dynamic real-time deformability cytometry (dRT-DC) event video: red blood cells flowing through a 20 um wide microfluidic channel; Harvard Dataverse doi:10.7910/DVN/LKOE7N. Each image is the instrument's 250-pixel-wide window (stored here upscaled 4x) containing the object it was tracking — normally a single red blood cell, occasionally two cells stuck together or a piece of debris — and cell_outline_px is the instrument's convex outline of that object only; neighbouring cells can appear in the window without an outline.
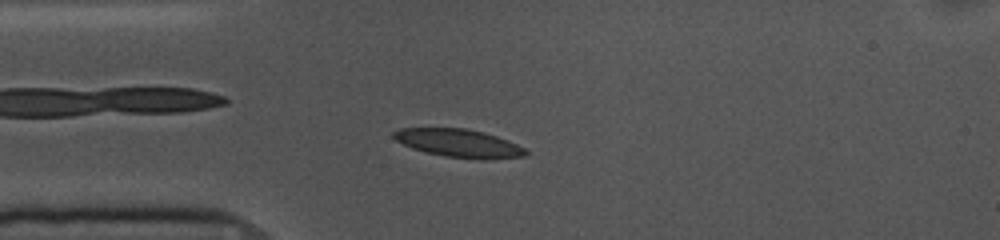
{"species": "common noctule bat (a hibernating species)", "species_latin": "Nyctalus noctula", "temperature_condition": "cold", "stored_images_in_passage": 51, "camera_frame_rate_fps": 3000, "um_per_image_px": 0.085, "animal": {"sex": "female", "body_mass_g": 10.0, "forearm_length_mm": 53.1}, "frame": {"image": 1, "passage_image": 10, "time_ms": 3.0, "image_size_px": [1000, 240], "cell_outline_px": [[528, 152], [524, 156], [484, 160], [480, 160], [444, 156], [424, 152], [412, 148], [396, 140], [392, 136], [392, 132], [400, 128], [464, 128], [484, 132], [508, 140], [524, 148]], "centroid_in_image_um": [38.99, 12.17], "position_along_channel_um": 46.0, "area_um2": 21.68}}
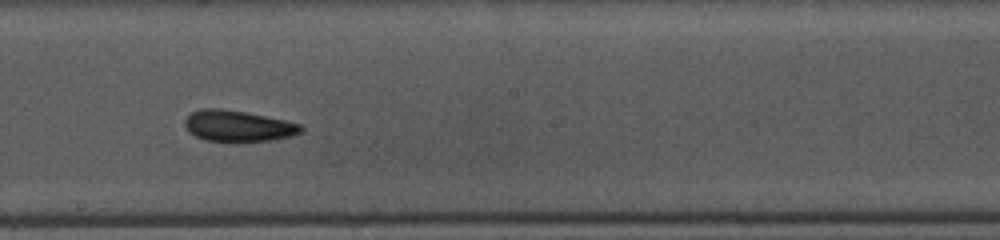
{"frame": {"image": 2, "passage_image": 26, "time_ms": 8.333, "image_size_px": [1000, 240], "cell_outline_px": [[304, 128], [300, 132], [292, 136], [272, 140], [240, 144], [232, 144], [204, 140], [188, 132], [184, 124], [184, 120], [192, 112], [200, 108], [220, 108], [244, 112], [284, 120], [300, 124]], "centroid_in_image_um": [20.2, 10.76], "position_along_channel_um": 228.0, "area_um2": 21.73}}
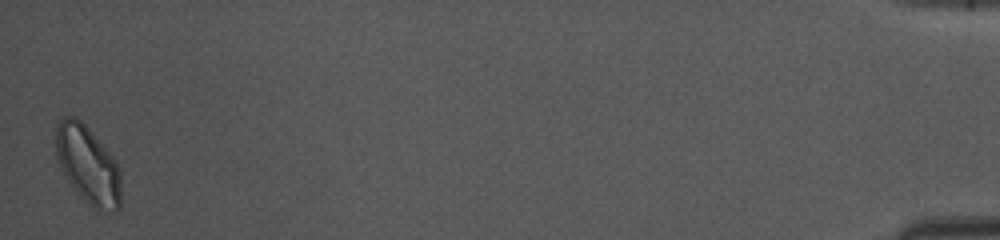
{"frame": {"image": 3, "passage_image": 51, "time_ms": 16.667, "image_size_px": [1000, 240], "cell_outline_px": [[120, 208], [116, 212], [96, 212], [80, 196], [68, 180], [60, 168], [56, 156], [56, 124], [64, 116], [72, 116], [80, 120], [88, 128], [116, 160], [120, 168]], "centroid_in_image_um": [7.48, 14.06], "position_along_channel_um": 427.7, "area_um2": 29.82}, "authors_computed_cell_mechanics": {"area_um2": 21.386, "velocity_mm_per_s": 3.5844, "shape_relaxation_time_tau1_ms": 2.2927, "shape_relaxation_time_tau2_ms": 2.1785, "deformation_change_tau1": 0.1051, "deformation_change_tau2": 0.078}}